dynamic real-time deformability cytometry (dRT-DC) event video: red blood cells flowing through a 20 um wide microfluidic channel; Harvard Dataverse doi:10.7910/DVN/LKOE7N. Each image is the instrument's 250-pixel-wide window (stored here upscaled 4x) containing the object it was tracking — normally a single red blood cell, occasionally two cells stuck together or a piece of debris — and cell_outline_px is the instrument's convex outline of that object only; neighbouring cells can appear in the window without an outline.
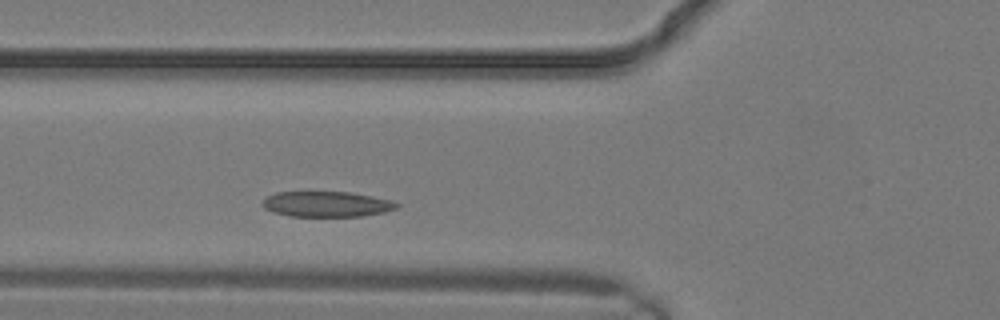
{"species": "common noctule bat (a hibernating species)", "species_latin": "Nyctalus noctula", "temperature_condition": "warm", "stored_images_in_passage": 6, "camera_frame_rate_fps": 3000, "um_per_image_px": 0.085, "animal": {"sex": "male", "body_mass_g": 19.2, "forearm_length_mm": 51.8}, "frame": {"image": 1, "passage_image": 6, "time_ms": 1.667, "image_size_px": [1000, 320], "cell_outline_px": [[400, 204], [396, 208], [384, 212], [360, 216], [292, 216], [272, 212], [264, 208], [260, 204], [268, 196], [276, 192], [348, 192], [392, 200]], "centroid_in_image_um": [27.74, 17.35], "position_along_channel_um": 98.1, "area_um2": 19.77}}